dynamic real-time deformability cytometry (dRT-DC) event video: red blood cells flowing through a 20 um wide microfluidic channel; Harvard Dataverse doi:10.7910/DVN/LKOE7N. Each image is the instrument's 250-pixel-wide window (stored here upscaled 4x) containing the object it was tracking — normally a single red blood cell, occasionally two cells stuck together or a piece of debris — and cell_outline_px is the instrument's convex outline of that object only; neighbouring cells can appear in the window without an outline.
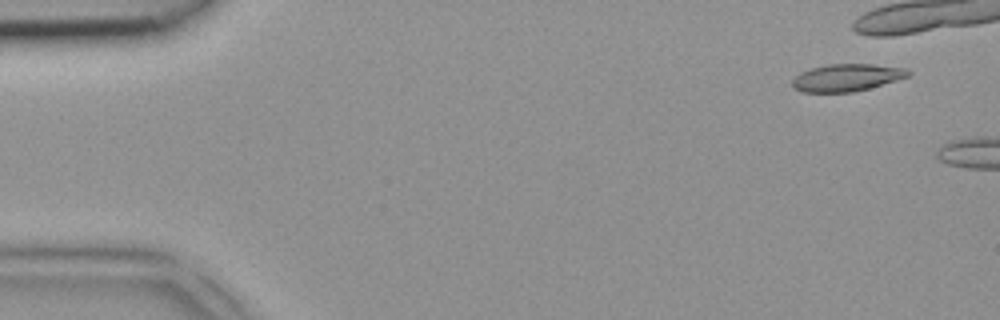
{"species": "common noctule bat (a hibernating species)", "species_latin": "Nyctalus noctula", "temperature_condition": "room temperature", "stored_images_in_passage": 8, "camera_frame_rate_fps": 3000, "um_per_image_px": 0.085, "animal": {"sex": "female", "body_mass_g": 18.4}, "frame": {"image": 1, "passage_image": 1, "time_ms": 0.0, "image_size_px": [1000, 320], "cell_outline_px": [[912, 72], [908, 76], [896, 80], [868, 88], [852, 92], [804, 92], [792, 88], [792, 80], [800, 72], [812, 68], [828, 64], [872, 64], [904, 68]], "centroid_in_image_um": [71.94, 6.59], "position_along_channel_um": 13.1, "area_um2": 18.26}}
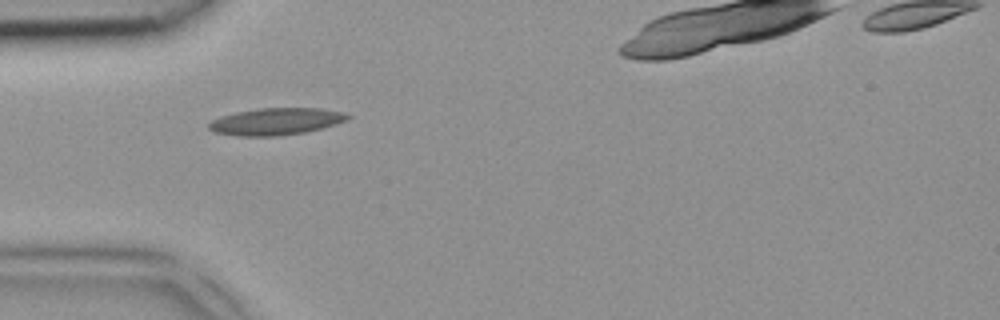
{"frame": {"image": 2, "passage_image": 6, "time_ms": 1.667, "image_size_px": [1000, 320], "cell_outline_px": [[352, 116], [348, 120], [324, 128], [304, 132], [276, 136], [236, 136], [216, 132], [208, 128], [208, 124], [212, 120], [220, 116], [236, 112], [260, 108], [320, 108], [344, 112]], "centroid_in_image_um": [23.49, 10.32], "position_along_channel_um": 61.5, "area_um2": 21.91}}